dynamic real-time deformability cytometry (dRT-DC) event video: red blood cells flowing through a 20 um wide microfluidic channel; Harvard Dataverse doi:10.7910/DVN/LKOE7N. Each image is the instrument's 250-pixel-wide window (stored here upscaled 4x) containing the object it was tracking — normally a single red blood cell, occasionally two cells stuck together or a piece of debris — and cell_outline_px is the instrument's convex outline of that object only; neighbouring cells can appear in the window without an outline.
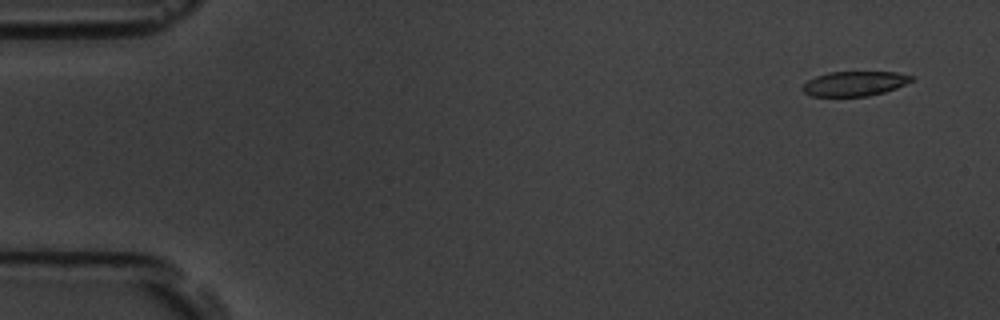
{"species": "common noctule bat (a hibernating species)", "species_latin": "Nyctalus noctula", "temperature_condition": "room temperature", "stored_images_in_passage": 6, "camera_frame_rate_fps": 3000, "um_per_image_px": 0.085, "animal": {"sex": "male", "body_mass_g": 19.5, "forearm_length_mm": 54.6}, "frame": {"image": 1, "passage_image": 2, "time_ms": 1.0, "image_size_px": [1000, 320], "cell_outline_px": [[912, 80], [896, 88], [884, 92], [868, 96], [812, 96], [804, 92], [800, 88], [808, 80], [816, 76], [828, 72], [896, 72], [912, 76]], "centroid_in_image_um": [72.6, 7.1], "position_along_channel_um": 12.4, "area_um2": 15.55}}
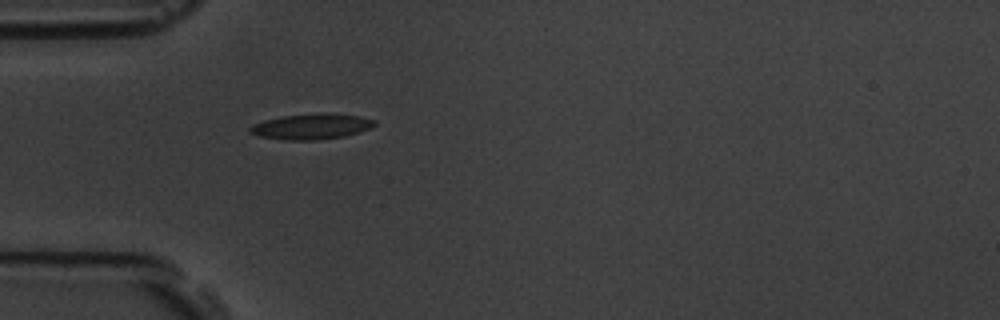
{"frame": {"image": 2, "passage_image": 6, "time_ms": 5.667, "image_size_px": [1000, 320], "cell_outline_px": [[376, 124], [360, 132], [344, 136], [316, 140], [284, 140], [260, 136], [248, 132], [248, 128], [252, 124], [264, 120], [284, 116], [316, 112], [328, 112], [360, 116], [376, 120]], "centroid_in_image_um": [26.46, 10.74], "position_along_channel_um": 58.5, "area_um2": 18.79}}